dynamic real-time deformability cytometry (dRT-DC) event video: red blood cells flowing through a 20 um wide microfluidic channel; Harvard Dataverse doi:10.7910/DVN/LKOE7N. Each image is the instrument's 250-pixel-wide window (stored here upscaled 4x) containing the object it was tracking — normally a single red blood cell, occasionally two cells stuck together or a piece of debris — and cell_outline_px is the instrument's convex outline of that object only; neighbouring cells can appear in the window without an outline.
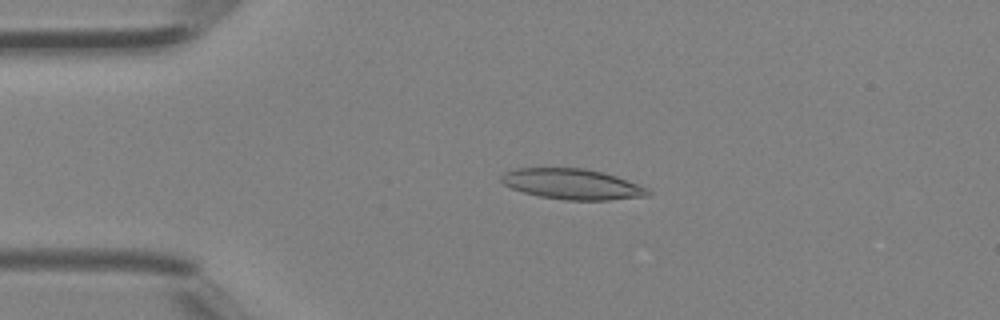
{"species": "Egyptian fruit bat (a non-hibernating species)", "species_latin": "Rousettus aegyptiacus", "temperature_condition": "room temperature", "stored_images_in_passage": 41, "camera_frame_rate_fps": 3000, "um_per_image_px": 0.085, "animal": {"sex": "female"}, "frame": {"image": 1, "passage_image": 9, "time_ms": 2.667, "image_size_px": [1000, 320], "cell_outline_px": [[652, 192], [648, 196], [608, 200], [564, 200], [540, 196], [524, 192], [512, 188], [504, 184], [500, 180], [500, 176], [504, 172], [516, 168], [584, 168], [604, 172], [616, 176], [648, 188]], "centroid_in_image_um": [48.64, 15.65], "position_along_channel_um": 36.4, "area_um2": 26.13}}
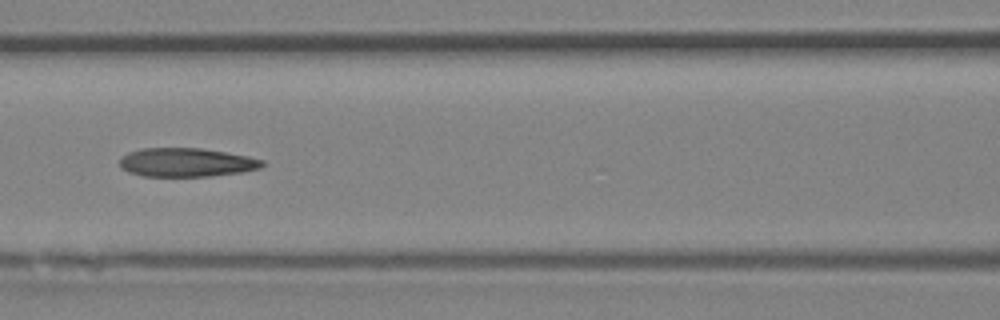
{"frame": {"image": 2, "passage_image": 18, "time_ms": 5.667, "image_size_px": [1000, 320], "cell_outline_px": [[264, 164], [260, 168], [240, 172], [208, 176], [144, 176], [128, 172], [120, 168], [120, 156], [128, 152], [140, 148], [200, 148], [248, 156], [264, 160]], "centroid_in_image_um": [15.8, 13.8], "position_along_channel_um": 150.8, "area_um2": 23.87}}
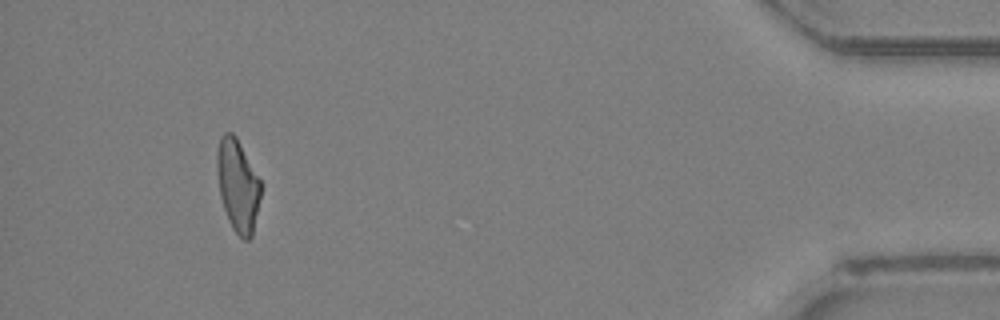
{"frame": {"image": 3, "passage_image": 38, "time_ms": 12.333, "image_size_px": [1000, 320], "cell_outline_px": [[260, 196], [252, 236], [248, 240], [244, 240], [232, 228], [228, 220], [220, 196], [216, 172], [216, 152], [220, 136], [224, 132], [232, 132], [236, 136], [260, 180]], "centroid_in_image_um": [20.18, 15.73], "position_along_channel_um": 415.0, "area_um2": 23.47}}